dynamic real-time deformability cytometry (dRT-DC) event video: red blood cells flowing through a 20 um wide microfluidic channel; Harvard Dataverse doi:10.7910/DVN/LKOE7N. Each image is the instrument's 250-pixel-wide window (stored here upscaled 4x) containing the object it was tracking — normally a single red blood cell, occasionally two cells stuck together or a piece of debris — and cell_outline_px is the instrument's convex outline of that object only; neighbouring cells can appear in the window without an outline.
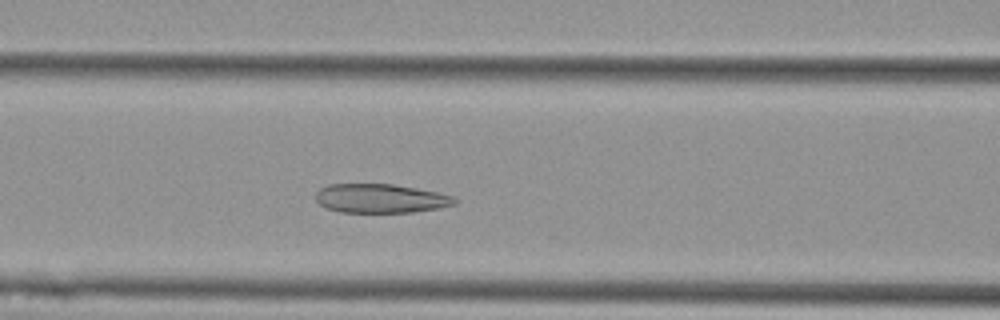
{"species": "Egyptian fruit bat (a non-hibernating species)", "species_latin": "Rousettus aegyptiacus", "temperature_condition": "cold", "stored_images_in_passage": 50, "segment_of_instrument_passage": [1, 2], "camera_frame_rate_fps": 3000, "um_per_image_px": 0.085, "animal": {"sex": "female"}, "frame": {"image": 1, "passage_image": 16, "time_ms": 5.0, "image_size_px": [1000, 320], "cell_outline_px": [[456, 204], [440, 208], [412, 212], [340, 212], [324, 208], [316, 200], [316, 192], [320, 188], [328, 184], [392, 184], [440, 192], [456, 196]], "centroid_in_image_um": [32.37, 16.86], "position_along_channel_um": 134.2, "area_um2": 23.7}}
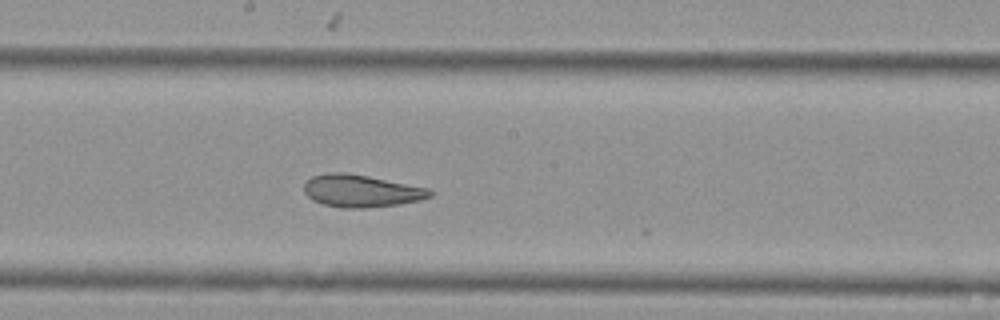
{"frame": {"image": 2, "passage_image": 23, "time_ms": 7.333, "image_size_px": [1000, 320], "cell_outline_px": [[436, 192], [432, 196], [420, 200], [400, 204], [364, 208], [340, 208], [324, 204], [312, 200], [304, 192], [304, 184], [312, 176], [328, 172], [344, 172], [368, 176], [428, 188]], "centroid_in_image_um": [30.71, 16.23], "position_along_channel_um": 217.5, "area_um2": 23.81}}
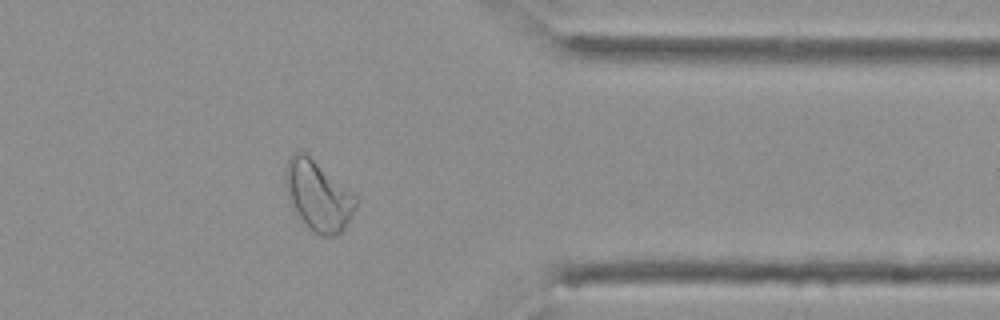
{"frame": {"image": 3, "passage_image": 38, "time_ms": 12.333, "image_size_px": [1000, 320], "cell_outline_px": [[360, 200], [356, 208], [344, 228], [340, 232], [332, 236], [320, 236], [308, 228], [300, 220], [292, 208], [288, 200], [284, 184], [284, 168], [288, 160], [300, 148], [352, 192]], "centroid_in_image_um": [27.0, 16.64], "position_along_channel_um": 384.4, "area_um2": 29.02}}